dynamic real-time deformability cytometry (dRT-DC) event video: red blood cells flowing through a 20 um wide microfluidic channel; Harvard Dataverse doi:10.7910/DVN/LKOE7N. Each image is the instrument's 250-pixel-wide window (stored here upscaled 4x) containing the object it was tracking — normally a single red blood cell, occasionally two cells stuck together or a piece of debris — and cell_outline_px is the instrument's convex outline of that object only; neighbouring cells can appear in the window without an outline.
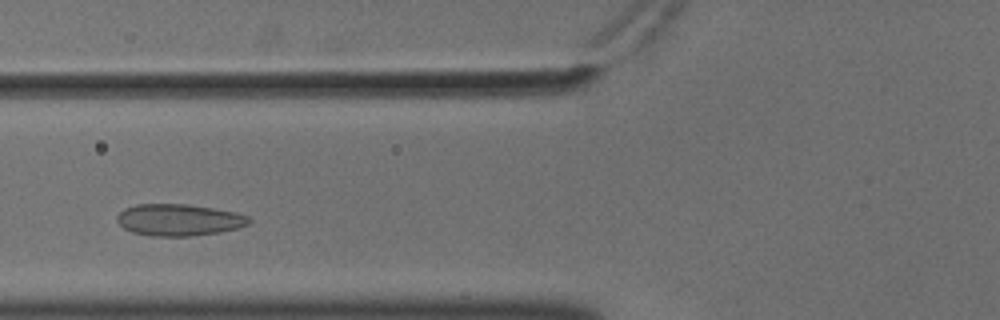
{"species": "common noctule bat (a hibernating species)", "species_latin": "Nyctalus noctula", "temperature_condition": "cold", "stored_images_in_passage": 33, "camera_frame_rate_fps": 3000, "um_per_image_px": 0.085, "animal": {"sex": "male", "body_mass_g": 18.8}, "frame": {"image": 1, "passage_image": 10, "time_ms": 3.0, "image_size_px": [1000, 320], "cell_outline_px": [[252, 220], [248, 224], [236, 228], [220, 232], [192, 236], [152, 236], [132, 232], [124, 228], [116, 220], [116, 216], [124, 208], [136, 204], [188, 204], [236, 212], [248, 216]], "centroid_in_image_um": [15.19, 18.69], "position_along_channel_um": 110.6, "area_um2": 24.45}}
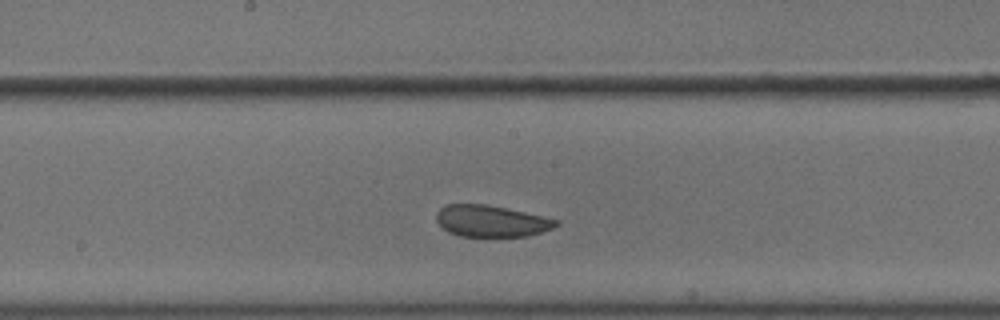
{"frame": {"image": 2, "passage_image": 18, "time_ms": 5.667, "image_size_px": [1000, 320], "cell_outline_px": [[560, 224], [552, 228], [528, 236], [460, 236], [448, 232], [436, 220], [436, 212], [440, 208], [448, 204], [488, 204], [560, 220]], "centroid_in_image_um": [41.75, 18.78], "position_along_channel_um": 206.4, "area_um2": 21.91}}
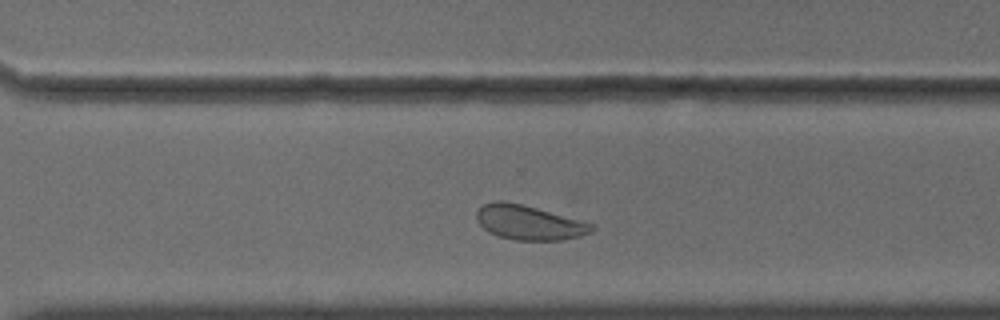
{"frame": {"image": 3, "passage_image": 28, "time_ms": 9.0, "image_size_px": [1000, 320], "cell_outline_px": [[596, 228], [592, 232], [580, 236], [564, 240], [516, 240], [500, 236], [488, 232], [480, 224], [476, 216], [476, 212], [484, 204], [496, 200], [504, 200], [536, 208], [596, 224]], "centroid_in_image_um": [45.0, 18.92], "position_along_channel_um": 325.6, "area_um2": 23.12}, "authors_computed_cell_mechanics": {"area_um2": 23.4668, "velocity_mm_per_s": 3.5877, "shape_relaxation_time_tau1_ms": 11.2816, "shape_relaxation_time_tau2_ms": 1.8089, "deformation_change_tau1": 0.1327, "deformation_change_tau2": 0.0463}}